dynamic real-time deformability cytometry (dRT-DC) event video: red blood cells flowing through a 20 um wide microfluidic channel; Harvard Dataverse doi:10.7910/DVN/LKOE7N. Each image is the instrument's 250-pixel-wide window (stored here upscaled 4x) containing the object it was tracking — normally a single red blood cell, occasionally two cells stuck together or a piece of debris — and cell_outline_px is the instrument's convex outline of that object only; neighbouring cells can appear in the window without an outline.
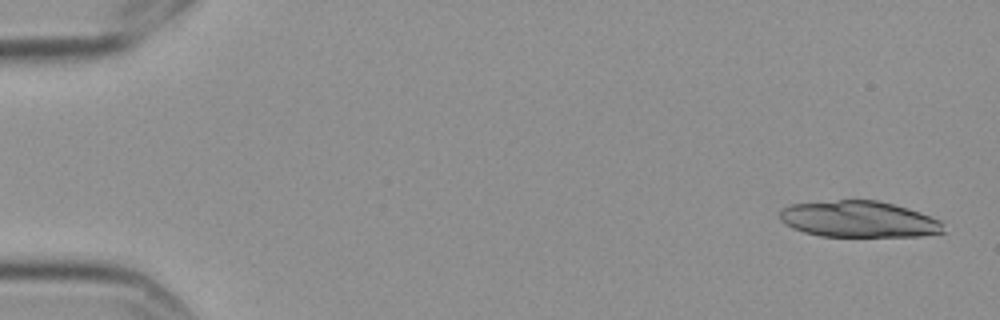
{"species": "Egyptian fruit bat (a non-hibernating species)", "species_latin": "Rousettus aegyptiacus", "temperature_condition": "cold", "stored_images_in_passage": 11, "camera_frame_rate_fps": 3000, "um_per_image_px": 0.085, "frame": {"image": 1, "passage_image": 1, "time_ms": 0.0, "image_size_px": [1000, 320], "cell_outline_px": [[944, 232], [920, 236], [820, 236], [804, 232], [792, 228], [784, 224], [780, 220], [780, 212], [788, 204], [836, 200], [880, 200], [908, 208], [920, 212], [940, 220], [944, 224]], "centroid_in_image_um": [72.99, 18.63], "position_along_channel_um": 12.0, "area_um2": 34.8}}
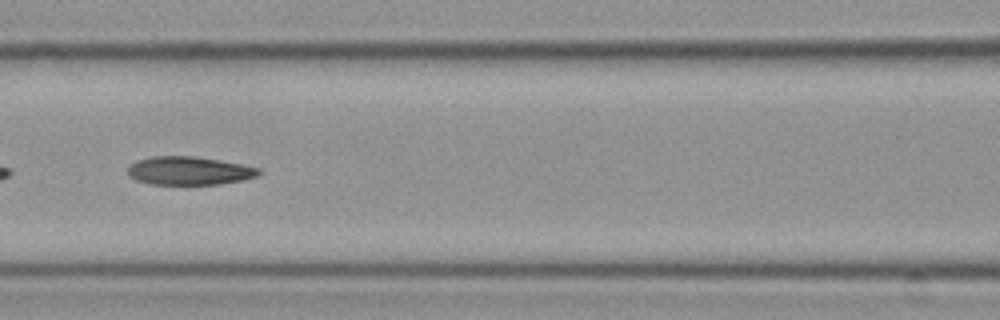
{"frame": {"image": 2, "passage_image": 7, "time_ms": 2.0, "image_size_px": [1000, 320], "cell_outline_px": [[260, 172], [256, 176], [240, 180], [220, 184], [148, 184], [136, 180], [128, 176], [128, 168], [136, 160], [152, 156], [192, 156], [220, 160], [260, 168]], "centroid_in_image_um": [16.03, 14.51], "position_along_channel_um": 150.6, "area_um2": 21.5}}
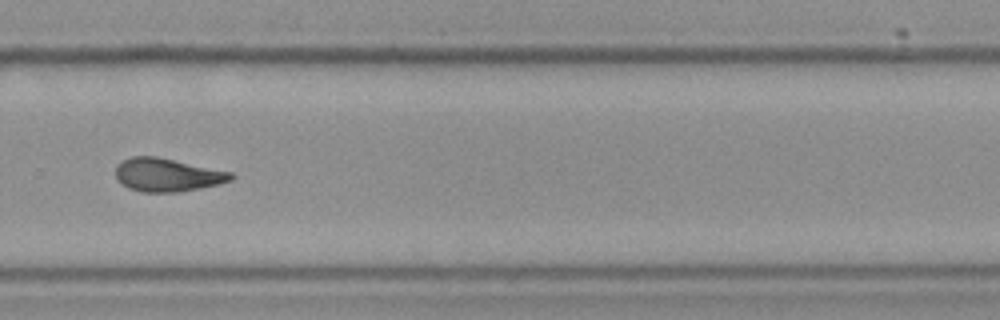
{"frame": {"image": 3, "passage_image": 11, "time_ms": 3.333, "image_size_px": [1000, 320], "cell_outline_px": [[236, 176], [232, 180], [220, 184], [176, 192], [140, 192], [128, 188], [120, 184], [116, 180], [116, 164], [132, 156], [156, 156], [232, 172]], "centroid_in_image_um": [14.2, 14.87], "position_along_channel_um": 315.6, "area_um2": 22.48}}